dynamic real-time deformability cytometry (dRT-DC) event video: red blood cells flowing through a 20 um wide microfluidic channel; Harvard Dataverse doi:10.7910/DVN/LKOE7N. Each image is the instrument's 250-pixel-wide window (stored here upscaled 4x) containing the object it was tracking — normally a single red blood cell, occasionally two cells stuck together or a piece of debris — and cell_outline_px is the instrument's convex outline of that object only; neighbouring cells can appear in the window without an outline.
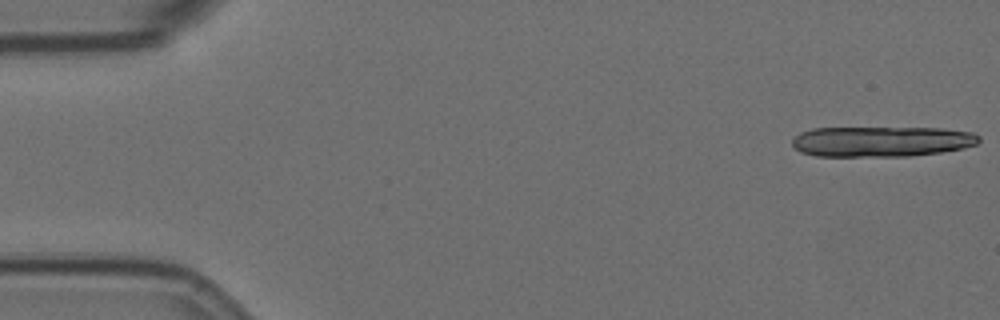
{"species": "Egyptian fruit bat (a non-hibernating species)", "species_latin": "Rousettus aegyptiacus", "temperature_condition": "room temperature", "stored_images_in_passage": 18, "camera_frame_rate_fps": 3000, "um_per_image_px": 0.085, "animal": {"sex": "female"}, "frame": {"image": 1, "passage_image": 1, "time_ms": 0.0, "image_size_px": [1000, 320], "cell_outline_px": [[980, 140], [976, 144], [964, 148], [940, 152], [908, 156], [816, 156], [800, 152], [792, 144], [792, 140], [800, 132], [812, 128], [940, 128], [972, 132], [980, 136]], "centroid_in_image_um": [74.93, 12.02], "position_along_channel_um": 10.1, "area_um2": 33.12}}